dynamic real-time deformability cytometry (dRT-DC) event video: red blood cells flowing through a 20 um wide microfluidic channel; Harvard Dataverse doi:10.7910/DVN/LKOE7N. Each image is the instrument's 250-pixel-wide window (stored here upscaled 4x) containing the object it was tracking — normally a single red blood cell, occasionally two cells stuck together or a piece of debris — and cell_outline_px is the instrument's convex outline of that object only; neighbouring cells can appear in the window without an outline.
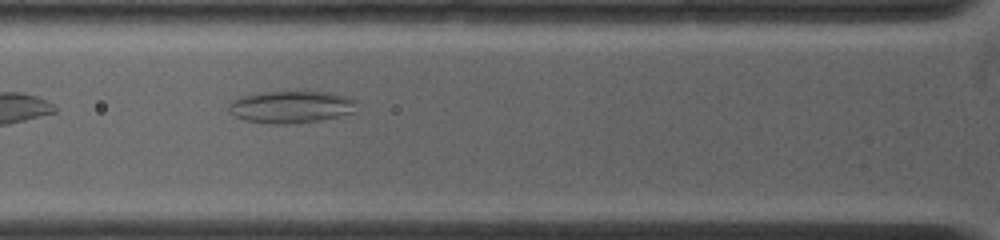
{"species": "common noctule bat (a hibernating species)", "species_latin": "Nyctalus noctula", "temperature_condition": "warm", "stored_images_in_passage": 11, "camera_frame_rate_fps": 4500, "um_per_image_px": 0.085, "animal": {"sex": "female", "body_mass_g": 19.0, "forearm_length_mm": 53.3}, "frame": {"image": 1, "passage_image": 4, "time_ms": 1.778, "image_size_px": [1000, 240], "cell_outline_px": [[356, 112], [316, 120], [288, 124], [272, 124], [244, 120], [228, 112], [228, 104], [232, 100], [240, 96], [264, 92], [328, 92], [344, 96], [356, 100]], "centroid_in_image_um": [24.69, 9.08], "position_along_channel_um": 101.1, "area_um2": 23.81}}
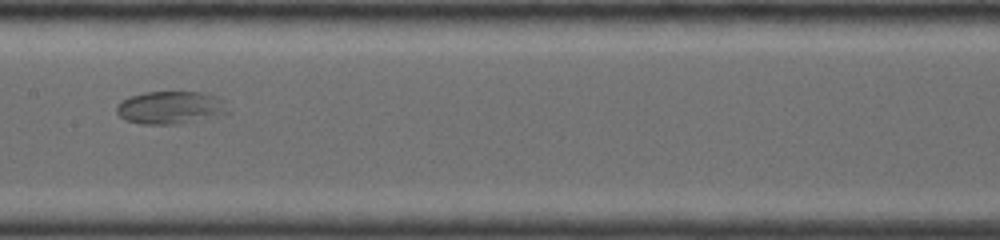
{"frame": {"image": 2, "passage_image": 8, "time_ms": 4.222, "image_size_px": [1000, 240], "cell_outline_px": [[232, 112], [172, 124], [140, 124], [124, 120], [116, 112], [116, 104], [120, 100], [128, 96], [144, 92], [200, 92], [216, 96], [224, 100]], "centroid_in_image_um": [14.43, 9.12], "position_along_channel_um": 193.0, "area_um2": 21.27}}
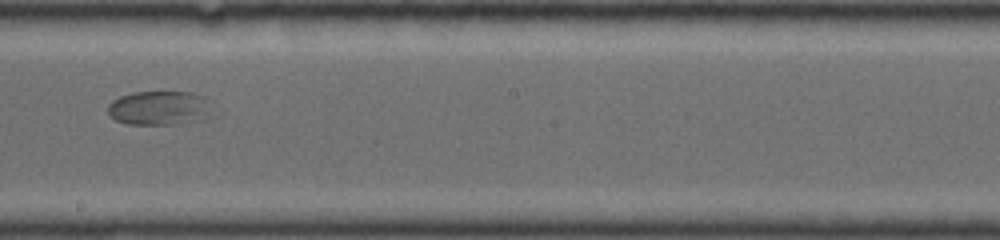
{"frame": {"image": 3, "passage_image": 10, "time_ms": 5.333, "image_size_px": [1000, 240], "cell_outline_px": [[212, 104], [196, 120], [172, 124], [124, 124], [116, 120], [108, 112], [108, 104], [112, 100], [120, 96], [132, 92], [192, 92], [208, 96], [212, 100]], "centroid_in_image_um": [13.48, 9.14], "position_along_channel_um": 234.7, "area_um2": 20.52}}